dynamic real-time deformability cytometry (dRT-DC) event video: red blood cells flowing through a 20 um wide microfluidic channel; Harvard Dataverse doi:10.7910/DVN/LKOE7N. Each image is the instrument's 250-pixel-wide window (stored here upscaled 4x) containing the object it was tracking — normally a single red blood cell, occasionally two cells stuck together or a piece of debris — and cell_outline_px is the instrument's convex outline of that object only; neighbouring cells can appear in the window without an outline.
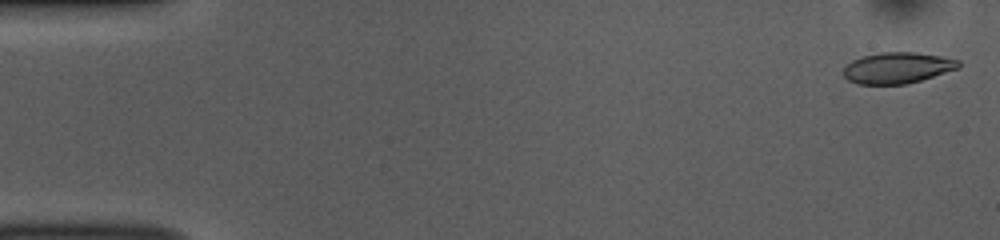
{"species": "common noctule bat (a hibernating species)", "species_latin": "Nyctalus noctula", "temperature_condition": "room temperature", "stored_images_in_passage": 52, "camera_frame_rate_fps": 3000, "um_per_image_px": 0.085, "animal": {"sex": "female", "body_mass_g": 10.0, "forearm_length_mm": 53.1}, "frame": {"image": 1, "passage_image": 2, "time_ms": 0.333, "image_size_px": [1000, 240], "cell_outline_px": [[960, 68], [920, 80], [904, 84], [860, 84], [848, 80], [844, 76], [844, 68], [852, 60], [864, 56], [880, 52], [916, 52], [940, 56], [960, 60]], "centroid_in_image_um": [76.3, 5.76], "position_along_channel_um": 8.7, "area_um2": 20.69}}
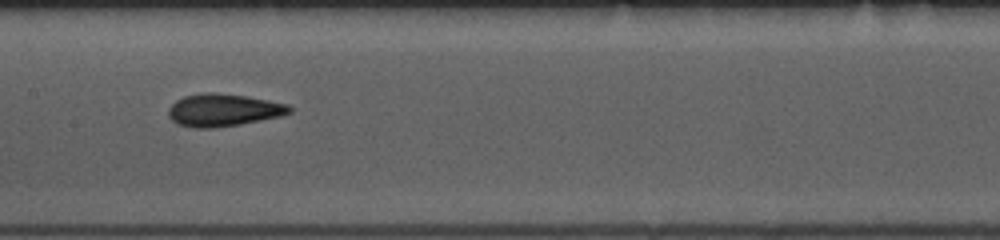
{"frame": {"image": 2, "passage_image": 26, "time_ms": 8.333, "image_size_px": [1000, 240], "cell_outline_px": [[292, 112], [280, 116], [240, 124], [212, 128], [196, 128], [176, 124], [168, 116], [168, 108], [176, 100], [184, 96], [204, 92], [212, 92], [244, 96], [268, 100], [288, 104], [292, 108]], "centroid_in_image_um": [18.96, 9.36], "position_along_channel_um": 188.4, "area_um2": 22.89}}
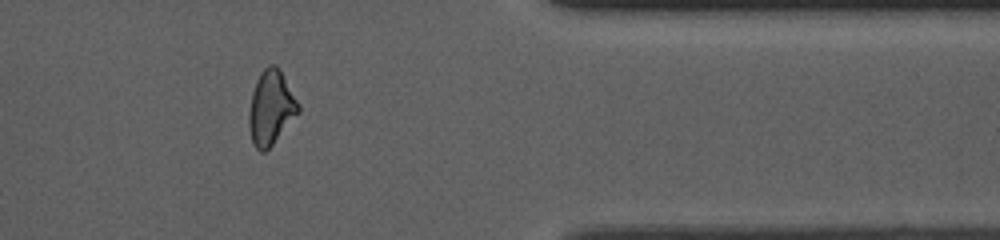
{"frame": {"image": 3, "passage_image": 43, "time_ms": 14.0, "image_size_px": [1000, 240], "cell_outline_px": [[300, 112], [272, 144], [264, 152], [260, 152], [252, 144], [248, 124], [248, 116], [252, 92], [256, 80], [260, 72], [268, 64], [276, 64], [280, 68], [300, 104]], "centroid_in_image_um": [23.03, 9.13], "position_along_channel_um": 388.4, "area_um2": 21.62}, "authors_computed_cell_mechanics": {"area_um2": 21.4727, "velocity_mm_per_s": 3.8724, "shape_relaxation_time_tau1_ms": 7.3651, "shape_relaxation_time_tau2_ms": 2.3041, "deformation_change_tau1": 0.1815, "deformation_change_tau2": 0.097}}